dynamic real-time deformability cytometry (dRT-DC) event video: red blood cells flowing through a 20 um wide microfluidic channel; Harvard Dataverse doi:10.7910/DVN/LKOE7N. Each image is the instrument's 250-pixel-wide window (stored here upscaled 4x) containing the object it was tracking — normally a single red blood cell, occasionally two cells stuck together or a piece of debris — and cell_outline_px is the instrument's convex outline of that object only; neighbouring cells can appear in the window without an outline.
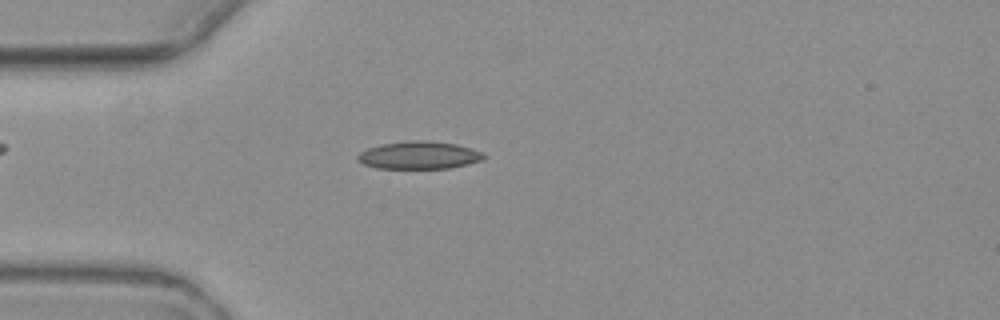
{"species": "common noctule bat (a hibernating species)", "species_latin": "Nyctalus noctula", "temperature_condition": "warm", "stored_images_in_passage": 5, "camera_frame_rate_fps": 3000, "um_per_image_px": 0.085, "animal": {"sex": "female", "body_mass_g": 19.3, "forearm_length_mm": 54.1}, "frame": {"image": 1, "passage_image": 4, "time_ms": 3.667, "image_size_px": [1000, 320], "cell_outline_px": [[488, 156], [480, 160], [468, 164], [448, 168], [376, 168], [364, 164], [356, 160], [356, 156], [360, 152], [368, 148], [380, 144], [412, 140], [428, 140], [456, 144], [472, 148]], "centroid_in_image_um": [35.6, 13.18], "position_along_channel_um": 49.4, "area_um2": 20.35}}